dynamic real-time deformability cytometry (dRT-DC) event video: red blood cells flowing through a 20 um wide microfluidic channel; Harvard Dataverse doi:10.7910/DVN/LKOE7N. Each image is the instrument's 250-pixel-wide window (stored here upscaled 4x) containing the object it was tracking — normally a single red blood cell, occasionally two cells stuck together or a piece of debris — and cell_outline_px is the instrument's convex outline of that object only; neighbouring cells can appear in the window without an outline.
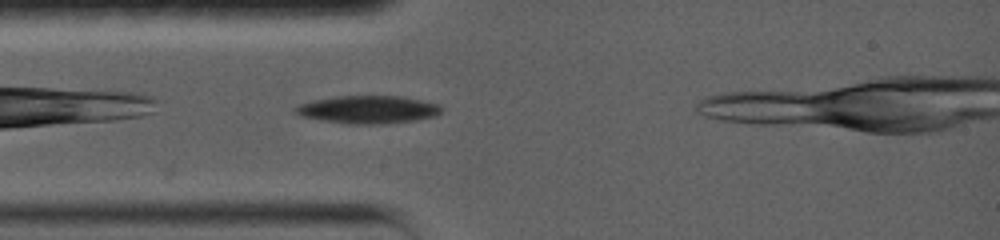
{"species": "common noctule bat (a hibernating species)", "species_latin": "Nyctalus noctula", "temperature_condition": "warm", "stored_images_in_passage": 14, "camera_frame_rate_fps": 5000, "um_per_image_px": 0.085, "animal": {"sex": "female", "body_mass_g": 19.0, "forearm_length_mm": 56.7}, "frame": {"image": 1, "passage_image": 2, "time_ms": 0.6, "image_size_px": [1000, 240], "cell_outline_px": [[440, 112], [436, 116], [416, 120], [384, 124], [348, 124], [320, 120], [300, 116], [292, 112], [292, 108], [300, 104], [312, 100], [336, 96], [404, 96], [436, 104], [440, 108]], "centroid_in_image_um": [31.2, 9.32], "position_along_channel_um": 53.8, "area_um2": 23.81}}
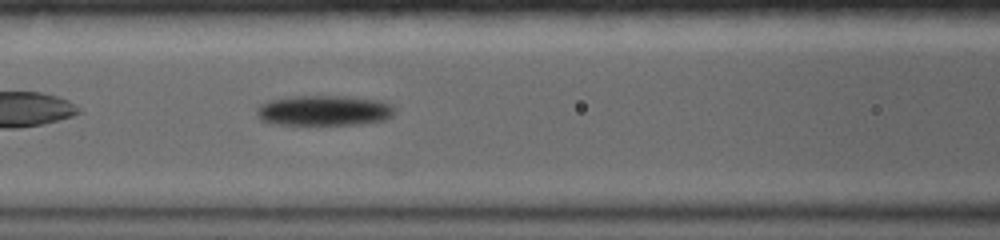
{"frame": {"image": 2, "passage_image": 6, "time_ms": 3.0, "image_size_px": [1000, 240], "cell_outline_px": [[396, 112], [392, 116], [384, 120], [360, 124], [276, 124], [264, 120], [256, 112], [256, 108], [260, 104], [268, 100], [288, 96], [348, 96], [384, 100], [392, 104]], "centroid_in_image_um": [27.6, 9.37], "position_along_channel_um": 139.0, "area_um2": 24.57}}
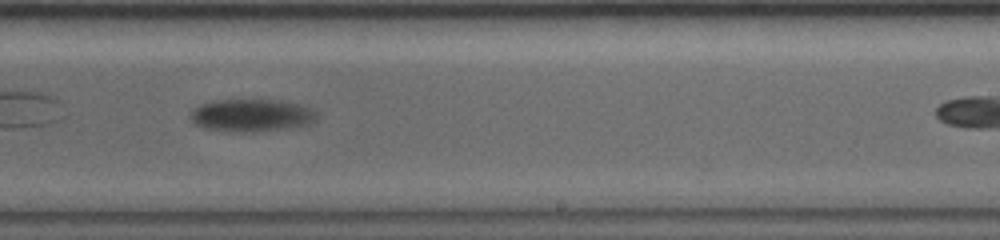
{"frame": {"image": 3, "passage_image": 12, "time_ms": 6.6, "image_size_px": [1000, 240], "cell_outline_px": [[312, 120], [300, 124], [272, 128], [212, 128], [200, 124], [192, 120], [192, 112], [196, 108], [204, 104], [220, 100], [240, 96], [276, 100], [296, 104], [312, 112]], "centroid_in_image_um": [21.27, 9.66], "position_along_channel_um": 267.7, "area_um2": 21.56}}